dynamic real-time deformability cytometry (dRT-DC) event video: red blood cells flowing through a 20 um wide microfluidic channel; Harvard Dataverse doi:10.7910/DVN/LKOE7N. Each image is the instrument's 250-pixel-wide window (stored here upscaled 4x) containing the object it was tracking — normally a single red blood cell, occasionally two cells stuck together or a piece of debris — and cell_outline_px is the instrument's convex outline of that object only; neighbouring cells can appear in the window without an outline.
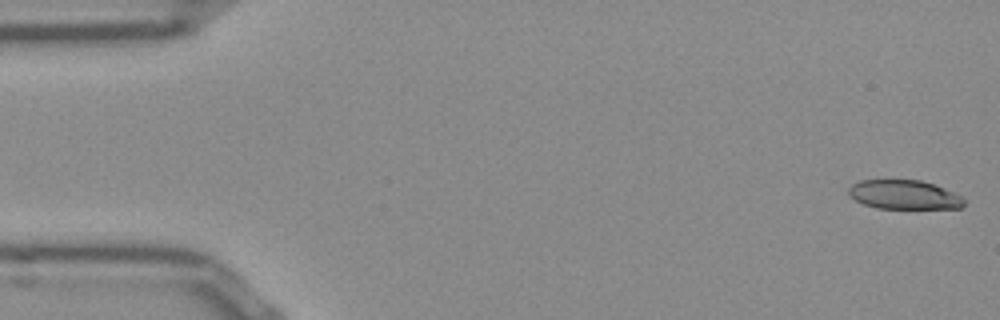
{"species": "Egyptian fruit bat (a non-hibernating species)", "species_latin": "Rousettus aegyptiacus", "temperature_condition": "room temperature", "stored_images_in_passage": 51, "camera_frame_rate_fps": 3000, "um_per_image_px": 0.085, "frame": {"image": 1, "passage_image": 1, "time_ms": 0.0, "image_size_px": [1000, 320], "cell_outline_px": [[964, 204], [960, 208], [876, 208], [864, 204], [856, 200], [848, 192], [848, 188], [852, 184], [860, 180], [920, 180], [932, 184], [964, 196]], "centroid_in_image_um": [76.85, 16.55], "position_along_channel_um": 8.1, "area_um2": 19.42}}
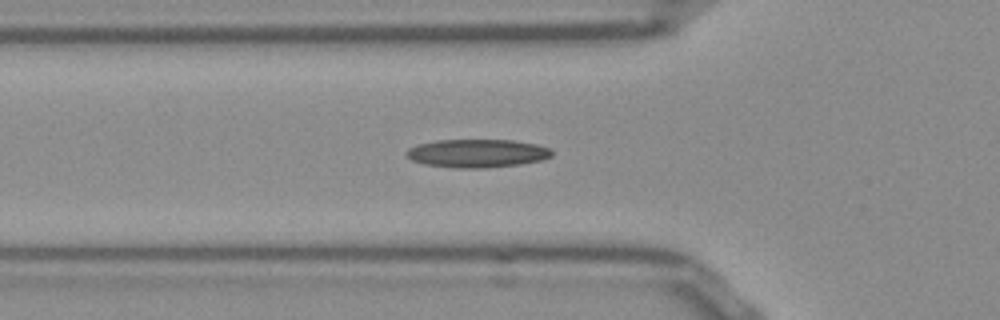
{"frame": {"image": 2, "passage_image": 17, "time_ms": 5.333, "image_size_px": [1000, 320], "cell_outline_px": [[552, 156], [540, 160], [520, 164], [484, 168], [456, 168], [424, 164], [412, 160], [404, 152], [408, 148], [416, 144], [436, 140], [512, 140], [536, 144], [548, 148], [552, 152]], "centroid_in_image_um": [40.51, 13.03], "position_along_channel_um": 85.3, "area_um2": 23.93}}
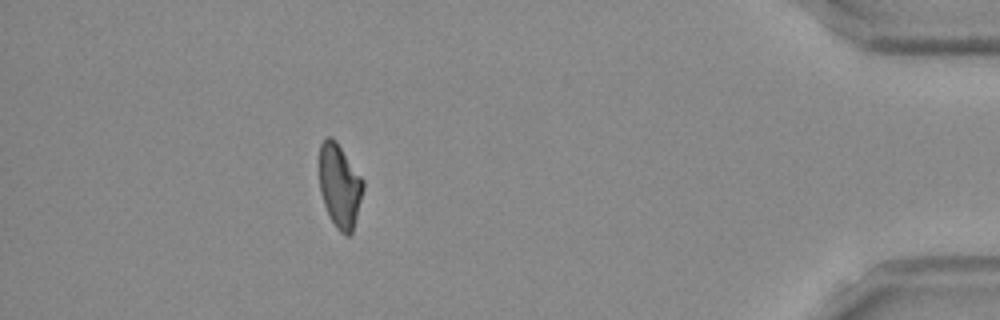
{"frame": {"image": 3, "passage_image": 46, "time_ms": 15.0, "image_size_px": [1000, 320], "cell_outline_px": [[364, 188], [352, 232], [348, 236], [344, 236], [336, 228], [328, 216], [320, 192], [320, 144], [324, 136], [332, 136], [336, 140], [364, 180]], "centroid_in_image_um": [28.87, 15.78], "position_along_channel_um": 406.3, "area_um2": 21.56}}